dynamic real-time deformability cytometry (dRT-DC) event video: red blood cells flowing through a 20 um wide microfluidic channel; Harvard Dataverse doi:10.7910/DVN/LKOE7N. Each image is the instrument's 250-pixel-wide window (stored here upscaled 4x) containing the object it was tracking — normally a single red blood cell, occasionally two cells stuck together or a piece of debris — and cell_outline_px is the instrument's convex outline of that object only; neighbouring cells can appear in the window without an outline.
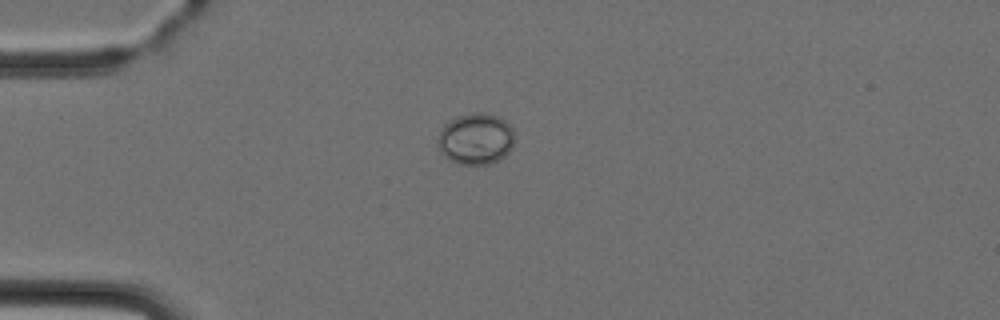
{"species": "Egyptian fruit bat (a non-hibernating species)", "species_latin": "Rousettus aegyptiacus", "temperature_condition": "cold", "stored_images_in_passage": 2, "camera_frame_rate_fps": 3000, "um_per_image_px": 0.085, "animal": {"sex": "female"}, "frame": {"image": 1, "passage_image": 2, "time_ms": 2.0, "image_size_px": [1000, 320], "cell_outline_px": [[512, 148], [500, 160], [492, 164], [460, 164], [448, 160], [440, 152], [436, 140], [440, 128], [444, 124], [456, 116], [472, 112], [488, 112], [504, 120], [512, 128]], "centroid_in_image_um": [40.39, 11.8], "position_along_channel_um": 44.6, "area_um2": 23.29}}